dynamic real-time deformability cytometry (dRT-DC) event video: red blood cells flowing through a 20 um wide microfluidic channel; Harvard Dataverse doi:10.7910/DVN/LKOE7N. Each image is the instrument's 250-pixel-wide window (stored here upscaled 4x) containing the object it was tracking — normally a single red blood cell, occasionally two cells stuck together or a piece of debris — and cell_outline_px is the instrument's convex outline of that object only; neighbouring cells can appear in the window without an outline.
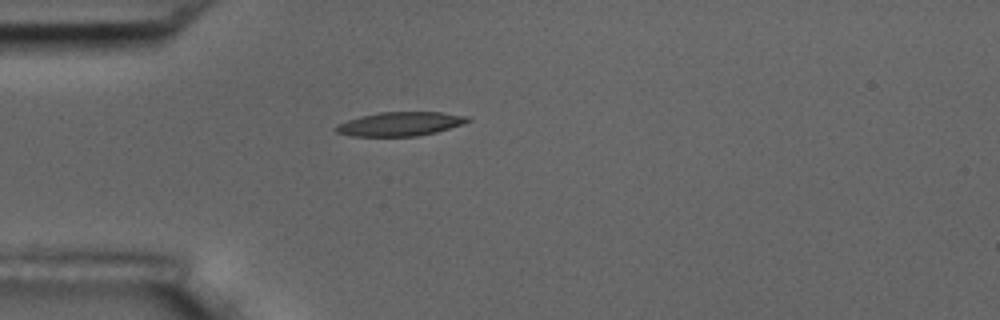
{"species": "common noctule bat (a hibernating species)", "species_latin": "Nyctalus noctula", "temperature_condition": "room temperature", "stored_images_in_passage": 1, "camera_frame_rate_fps": 3000, "um_per_image_px": 0.085, "animal": {"sex": "male", "body_mass_g": 17.5, "forearm_length_mm": 52.3}, "frame": {"image": 1, "passage_image": 1, "time_ms": 0.0, "image_size_px": [1000, 320], "cell_outline_px": [[472, 120], [436, 132], [416, 136], [352, 136], [336, 132], [332, 128], [336, 124], [360, 116], [380, 112], [440, 112], [468, 116]], "centroid_in_image_um": [33.96, 10.53], "position_along_channel_um": 51.0, "area_um2": 18.32}}